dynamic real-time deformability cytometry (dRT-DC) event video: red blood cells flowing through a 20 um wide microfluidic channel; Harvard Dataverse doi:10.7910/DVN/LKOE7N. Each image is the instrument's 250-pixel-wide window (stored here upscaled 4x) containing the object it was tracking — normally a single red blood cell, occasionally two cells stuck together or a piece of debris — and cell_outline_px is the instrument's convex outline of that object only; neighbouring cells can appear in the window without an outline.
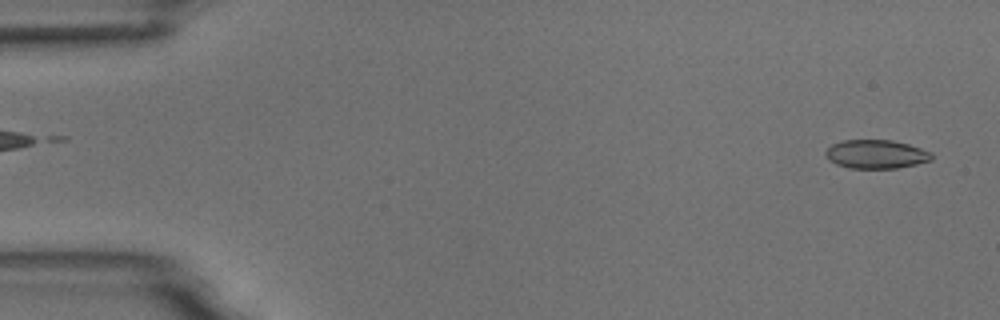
{"species": "common noctule bat (a hibernating species)", "species_latin": "Nyctalus noctula", "temperature_condition": "room temperature", "stored_images_in_passage": 2, "segment_of_instrument_passage": [2, 2], "camera_frame_rate_fps": 3000, "um_per_image_px": 0.085, "animal": {"sex": "male", "body_mass_g": 18.8}, "frame": {"image": 1, "passage_image": 2, "time_ms": 1.333, "image_size_px": [1000, 320], "cell_outline_px": [[932, 160], [916, 164], [896, 168], [848, 168], [836, 164], [828, 160], [824, 152], [832, 144], [844, 140], [892, 140], [908, 144], [932, 152]], "centroid_in_image_um": [74.45, 13.1], "position_along_channel_um": 10.5, "area_um2": 17.74}}